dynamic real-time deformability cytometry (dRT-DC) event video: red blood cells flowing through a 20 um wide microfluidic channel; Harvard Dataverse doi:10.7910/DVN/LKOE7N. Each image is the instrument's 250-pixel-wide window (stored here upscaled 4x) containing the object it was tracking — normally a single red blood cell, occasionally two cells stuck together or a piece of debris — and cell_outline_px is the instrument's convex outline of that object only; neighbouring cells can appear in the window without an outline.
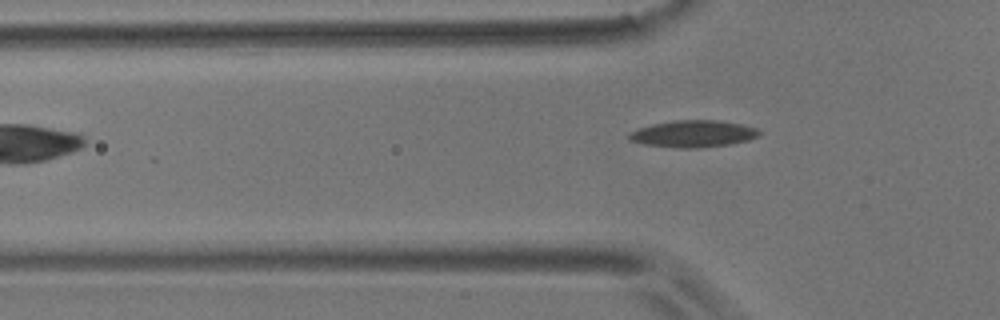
{"species": "common noctule bat (a hibernating species)", "species_latin": "Nyctalus noctula", "temperature_condition": "room temperature", "stored_images_in_passage": 5, "camera_frame_rate_fps": 3000, "um_per_image_px": 0.085, "animal": {"sex": "male", "body_mass_g": 17.9}, "frame": {"image": 1, "passage_image": 5, "time_ms": 1.333, "image_size_px": [1000, 320], "cell_outline_px": [[760, 136], [748, 140], [732, 144], [700, 148], [680, 148], [644, 144], [628, 140], [628, 136], [632, 132], [640, 128], [652, 124], [676, 120], [716, 120], [740, 124], [756, 128], [760, 132]], "centroid_in_image_um": [58.95, 11.38], "position_along_channel_um": 66.9, "area_um2": 20.29}}